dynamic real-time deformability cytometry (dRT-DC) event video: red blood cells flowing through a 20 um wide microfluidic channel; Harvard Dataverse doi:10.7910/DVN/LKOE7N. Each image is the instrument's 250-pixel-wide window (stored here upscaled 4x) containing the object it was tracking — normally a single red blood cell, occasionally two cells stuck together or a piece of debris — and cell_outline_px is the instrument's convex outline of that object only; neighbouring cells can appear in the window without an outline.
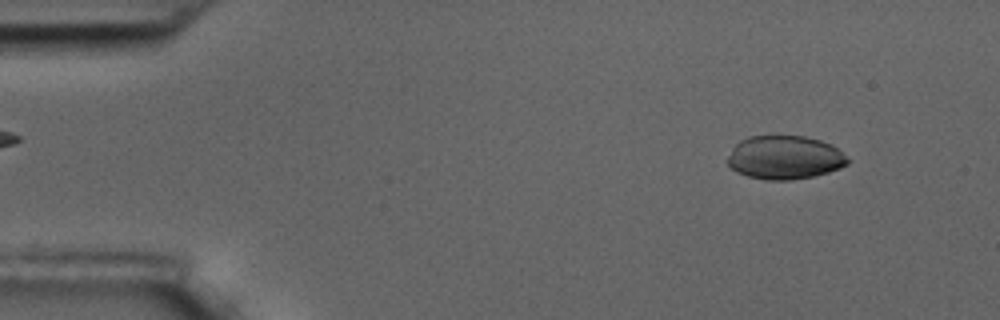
{"species": "common noctule bat (a hibernating species)", "species_latin": "Nyctalus noctula", "temperature_condition": "room temperature", "stored_images_in_passage": 4, "camera_frame_rate_fps": 3000, "um_per_image_px": 0.085, "animal": {"sex": "male", "body_mass_g": 17.5, "forearm_length_mm": 52.3}, "frame": {"image": 1, "passage_image": 1, "time_ms": 0.0, "image_size_px": [1000, 320], "cell_outline_px": [[852, 160], [848, 164], [840, 168], [828, 172], [812, 176], [788, 180], [764, 180], [748, 176], [736, 172], [728, 164], [728, 156], [732, 148], [740, 140], [748, 136], [804, 136], [820, 140], [832, 144]], "centroid_in_image_um": [66.72, 13.38], "position_along_channel_um": 18.3, "area_um2": 30.63}}
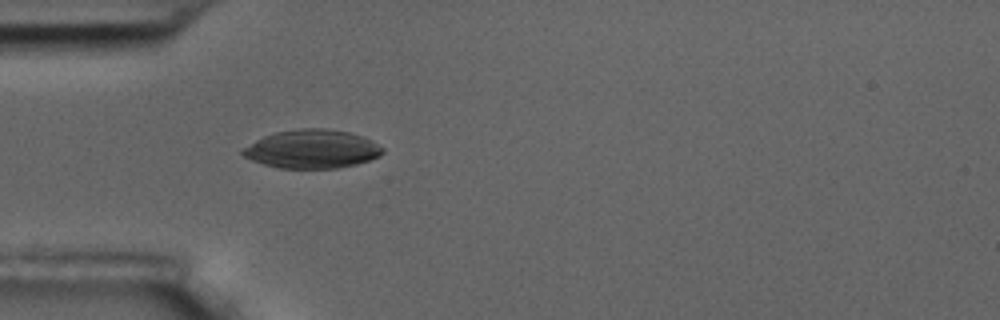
{"frame": {"image": 2, "passage_image": 4, "time_ms": 1.0, "image_size_px": [1000, 320], "cell_outline_px": [[384, 152], [380, 156], [356, 164], [336, 168], [280, 168], [264, 164], [252, 160], [244, 156], [240, 152], [244, 148], [256, 140], [264, 136], [276, 132], [300, 128], [324, 128], [348, 132], [364, 136], [384, 148]], "centroid_in_image_um": [26.54, 12.66], "position_along_channel_um": 58.5, "area_um2": 31.27}}